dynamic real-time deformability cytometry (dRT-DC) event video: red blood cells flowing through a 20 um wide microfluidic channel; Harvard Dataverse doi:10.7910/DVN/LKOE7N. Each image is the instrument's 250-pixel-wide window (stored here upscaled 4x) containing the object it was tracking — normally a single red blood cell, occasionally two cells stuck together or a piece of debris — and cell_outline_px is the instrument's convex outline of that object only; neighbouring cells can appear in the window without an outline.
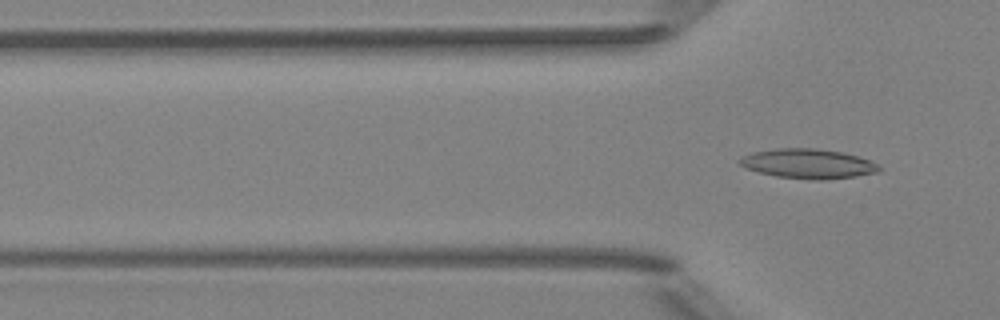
{"species": "Egyptian fruit bat (a non-hibernating species)", "species_latin": "Rousettus aegyptiacus", "temperature_condition": "room temperature", "stored_images_in_passage": 19, "segment_of_instrument_passage": [2, 2], "camera_frame_rate_fps": 3000, "um_per_image_px": 0.085, "animal": {"sex": "female"}, "frame": {"image": 1, "passage_image": 19, "time_ms": 6.0, "image_size_px": [1000, 320], "cell_outline_px": [[880, 172], [856, 176], [824, 180], [816, 180], [776, 176], [744, 168], [736, 160], [752, 152], [776, 148], [816, 148], [840, 152], [856, 156], [880, 164]], "centroid_in_image_um": [68.68, 13.91], "position_along_channel_um": 57.1, "area_um2": 24.04}}